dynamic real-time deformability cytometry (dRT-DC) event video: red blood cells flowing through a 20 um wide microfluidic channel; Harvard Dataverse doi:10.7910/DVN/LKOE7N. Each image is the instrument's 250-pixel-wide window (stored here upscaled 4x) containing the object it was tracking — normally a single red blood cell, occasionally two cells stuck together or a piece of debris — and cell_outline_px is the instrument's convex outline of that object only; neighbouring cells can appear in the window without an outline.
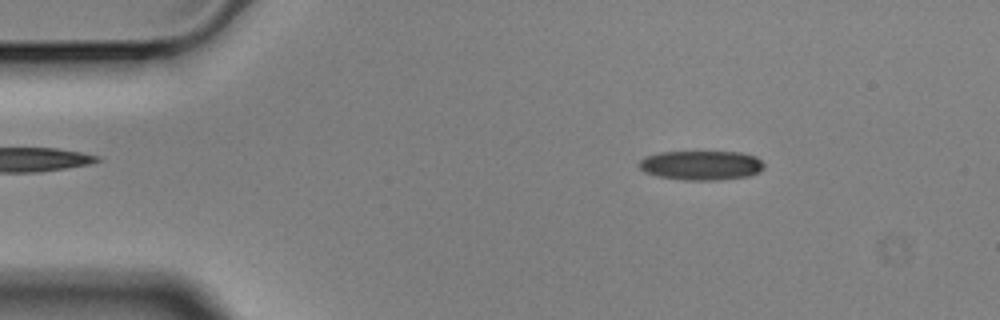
{"species": "Egyptian fruit bat (a non-hibernating species)", "species_latin": "Rousettus aegyptiacus", "temperature_condition": "cold", "stored_images_in_passage": 51, "camera_frame_rate_fps": 3000, "um_per_image_px": 0.085, "animal": {"sex": "male"}, "frame": {"image": 1, "passage_image": 3, "time_ms": 0.667, "image_size_px": [1000, 320], "cell_outline_px": [[764, 168], [760, 172], [748, 176], [716, 180], [684, 180], [656, 176], [644, 172], [636, 164], [644, 156], [660, 152], [740, 152], [756, 156], [764, 164]], "centroid_in_image_um": [59.57, 14.05], "position_along_channel_um": 25.4, "area_um2": 21.62}}
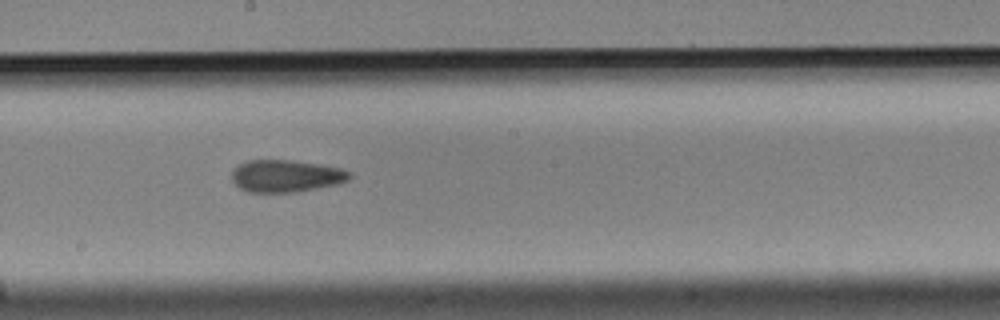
{"frame": {"image": 2, "passage_image": 25, "time_ms": 8.0, "image_size_px": [1000, 320], "cell_outline_px": [[352, 176], [348, 180], [340, 184], [296, 192], [248, 192], [240, 188], [232, 180], [232, 172], [240, 164], [248, 160], [292, 160], [320, 164], [340, 168], [352, 172]], "centroid_in_image_um": [24.36, 14.96], "position_along_channel_um": 223.8, "area_um2": 22.2}}
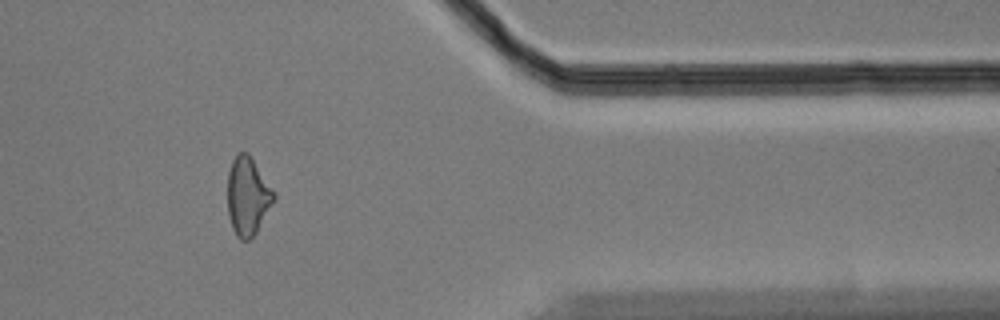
{"frame": {"image": 3, "passage_image": 41, "time_ms": 13.333, "image_size_px": [1000, 320], "cell_outline_px": [[276, 200], [256, 232], [248, 240], [240, 240], [236, 236], [232, 228], [228, 212], [228, 172], [232, 160], [236, 152], [248, 152], [276, 192]], "centroid_in_image_um": [21.08, 16.65], "position_along_channel_um": 390.3, "area_um2": 21.39}, "authors_computed_cell_mechanics": {"area_um2": 21.8484, "velocity_mm_per_s": 3.532, "shape_relaxation_time_tau1_ms": 9.2883, "shape_relaxation_time_tau2_ms": 5.8754, "deformation_change_tau1": 0.1541, "deformation_change_tau2": 0.153}}